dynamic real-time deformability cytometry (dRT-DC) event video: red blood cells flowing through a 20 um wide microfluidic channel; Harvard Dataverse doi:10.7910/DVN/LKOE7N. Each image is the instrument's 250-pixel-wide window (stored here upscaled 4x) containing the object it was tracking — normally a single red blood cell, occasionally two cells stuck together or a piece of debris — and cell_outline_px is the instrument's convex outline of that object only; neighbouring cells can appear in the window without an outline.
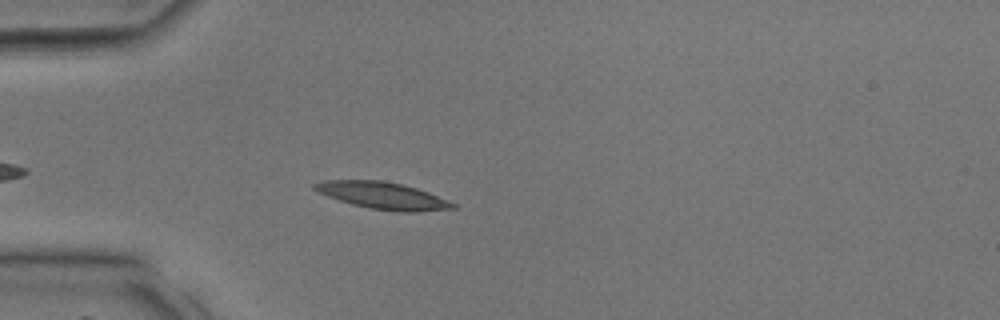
{"species": "common noctule bat (a hibernating species)", "species_latin": "Nyctalus noctula", "temperature_condition": "room temperature", "stored_images_in_passage": 31, "camera_frame_rate_fps": 3000, "um_per_image_px": 0.085, "animal": {"sex": "male", "body_mass_g": 17.9, "forearm_length_mm": 54.2}, "frame": {"image": 1, "passage_image": 4, "time_ms": 1.0, "image_size_px": [1000, 320], "cell_outline_px": [[456, 208], [416, 212], [404, 212], [372, 208], [352, 204], [328, 196], [312, 188], [312, 184], [324, 180], [380, 180], [404, 184], [428, 192], [456, 204]], "centroid_in_image_um": [32.54, 16.61], "position_along_channel_um": 52.5, "area_um2": 21.44}}
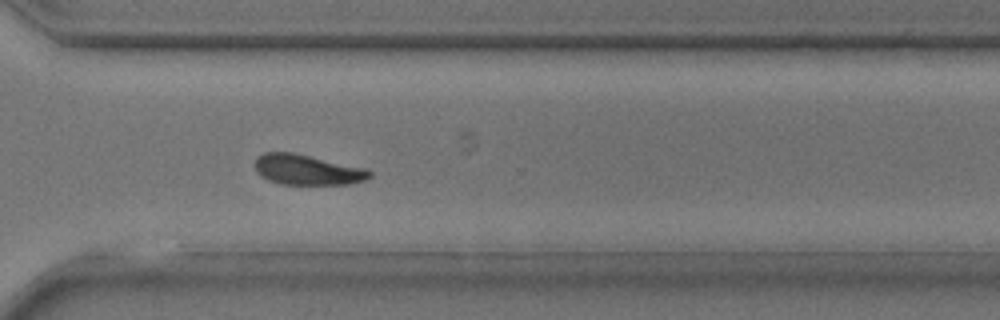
{"frame": {"image": 2, "passage_image": 21, "time_ms": 6.667, "image_size_px": [1000, 320], "cell_outline_px": [[372, 176], [364, 180], [348, 184], [280, 184], [268, 180], [260, 176], [256, 172], [256, 156], [264, 152], [292, 152], [364, 168], [372, 172]], "centroid_in_image_um": [26.07, 14.43], "position_along_channel_um": 344.5, "area_um2": 20.11}}
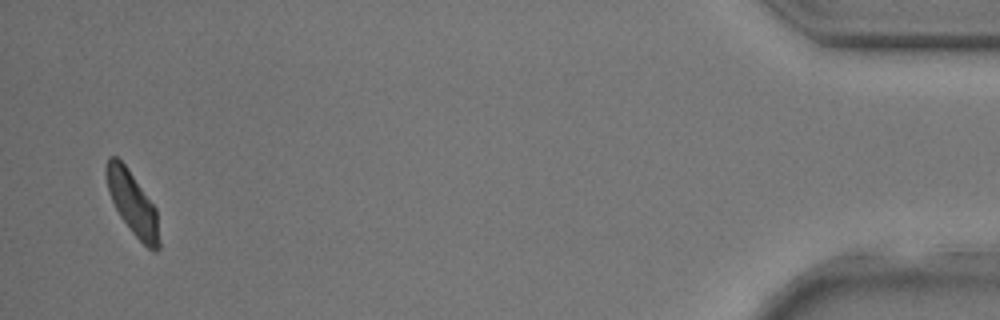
{"frame": {"image": 3, "passage_image": 30, "time_ms": 9.667, "image_size_px": [1000, 320], "cell_outline_px": [[160, 248], [156, 252], [148, 248], [132, 232], [120, 216], [108, 192], [104, 172], [104, 168], [108, 156], [116, 156], [124, 164], [156, 208], [160, 244]], "centroid_in_image_um": [11.24, 17.26], "position_along_channel_um": 424.0, "area_um2": 19.31}}